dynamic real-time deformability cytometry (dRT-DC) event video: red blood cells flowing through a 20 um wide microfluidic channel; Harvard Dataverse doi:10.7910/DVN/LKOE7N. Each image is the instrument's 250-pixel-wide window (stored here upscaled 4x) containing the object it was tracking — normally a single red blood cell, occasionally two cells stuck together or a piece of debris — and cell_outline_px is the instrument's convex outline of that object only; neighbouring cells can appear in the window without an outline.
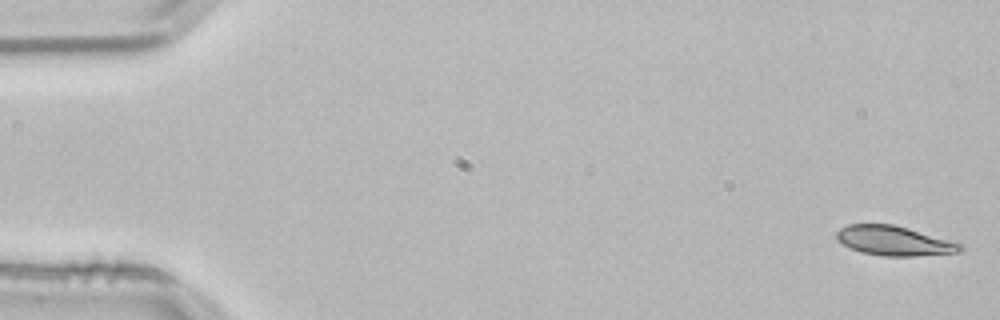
{"species": "common noctule bat (a hibernating species)", "species_latin": "Nyctalus noctula", "temperature_condition": "room temperature", "stored_images_in_passage": 53, "camera_frame_rate_fps": 3000, "um_per_image_px": 0.085, "animal": {"sex": "male", "body_mass_g": 21.5, "forearm_length_mm": 52.0}, "frame": {"image": 1, "passage_image": 1, "time_ms": 0.0, "image_size_px": [1000, 320], "cell_outline_px": [[964, 248], [960, 252], [916, 256], [880, 256], [860, 252], [836, 240], [836, 232], [840, 228], [848, 224], [892, 224], [908, 228], [964, 244]], "centroid_in_image_um": [76.01, 20.47], "position_along_channel_um": 9.0, "area_um2": 21.39}}
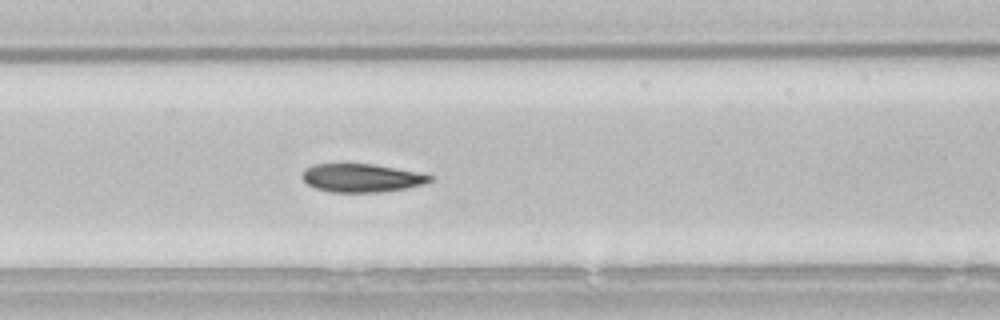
{"frame": {"image": 2, "passage_image": 25, "time_ms": 8.0, "image_size_px": [1000, 320], "cell_outline_px": [[432, 180], [424, 184], [408, 188], [380, 192], [328, 192], [316, 188], [308, 184], [304, 180], [304, 168], [312, 164], [372, 164], [416, 172], [432, 176]], "centroid_in_image_um": [30.73, 15.13], "position_along_channel_um": 176.7, "area_um2": 20.87}}
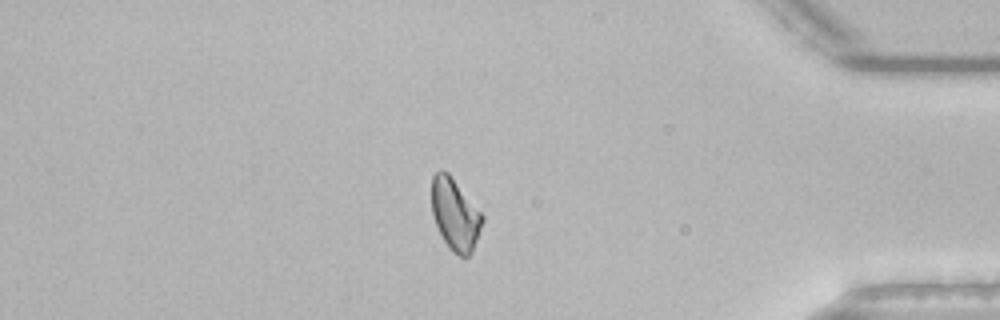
{"frame": {"image": 3, "passage_image": 45, "time_ms": 14.667, "image_size_px": [1000, 320], "cell_outline_px": [[484, 220], [472, 252], [468, 256], [460, 256], [452, 252], [448, 248], [432, 216], [432, 176], [440, 168], [448, 172], [484, 216]], "centroid_in_image_um": [38.68, 18.22], "position_along_channel_um": 396.5, "area_um2": 21.1}, "authors_computed_cell_mechanics": {"area_um2": 21.5594, "velocity_mm_per_s": 3.8147, "shape_relaxation_time_tau1_ms": 5.0337, "shape_relaxation_time_tau2_ms": 3.7221, "deformation_change_tau1": 0.1651, "deformation_change_tau2": 0.1039}}